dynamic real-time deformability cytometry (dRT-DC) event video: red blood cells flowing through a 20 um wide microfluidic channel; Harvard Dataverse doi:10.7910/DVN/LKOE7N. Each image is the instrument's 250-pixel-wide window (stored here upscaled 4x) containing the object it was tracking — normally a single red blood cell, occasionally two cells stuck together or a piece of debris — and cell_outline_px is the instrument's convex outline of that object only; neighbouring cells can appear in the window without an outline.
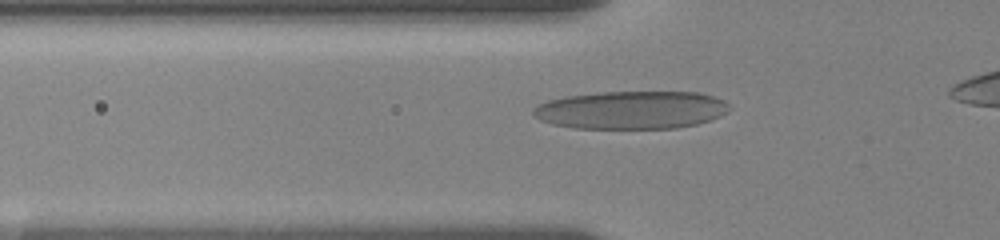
{"species": "human", "species_latin": "Homo sapiens", "temperature_condition": "room temperature", "stored_images_in_passage": 44, "camera_frame_rate_fps": 3000, "um_per_image_px": 0.085, "donor": {"sex": "female"}, "frame": {"image": 1, "passage_image": 13, "time_ms": 4.0, "image_size_px": [1000, 240], "cell_outline_px": [[732, 108], [728, 112], [712, 120], [696, 124], [676, 128], [572, 128], [552, 124], [540, 120], [532, 116], [532, 108], [536, 104], [548, 100], [568, 96], [604, 92], [700, 92], [724, 100]], "centroid_in_image_um": [53.65, 9.35], "position_along_channel_um": 72.1, "area_um2": 43.7}}
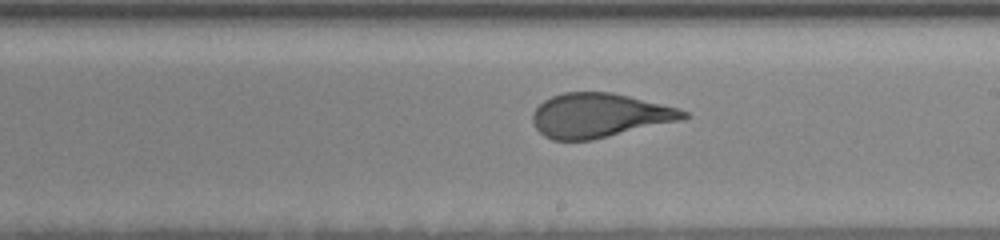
{"frame": {"image": 2, "passage_image": 27, "time_ms": 8.667, "image_size_px": [1000, 240], "cell_outline_px": [[688, 116], [680, 120], [592, 140], [552, 140], [544, 136], [536, 128], [532, 120], [532, 112], [544, 100], [552, 96], [564, 92], [612, 92], [676, 108], [688, 112]], "centroid_in_image_um": [50.89, 9.81], "position_along_channel_um": 238.1, "area_um2": 38.44}}
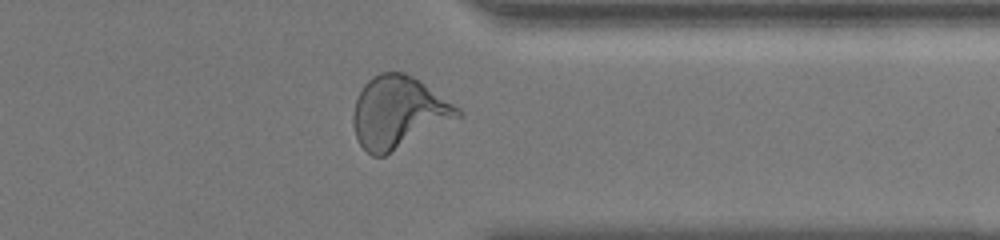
{"frame": {"image": 3, "passage_image": 39, "time_ms": 12.667, "image_size_px": [1000, 240], "cell_outline_px": [[460, 116], [384, 156], [372, 156], [360, 144], [356, 136], [352, 124], [352, 116], [356, 100], [364, 84], [372, 76], [380, 72], [404, 72], [412, 76], [460, 108]], "centroid_in_image_um": [33.81, 9.54], "position_along_channel_um": 377.6, "area_um2": 43.0}}